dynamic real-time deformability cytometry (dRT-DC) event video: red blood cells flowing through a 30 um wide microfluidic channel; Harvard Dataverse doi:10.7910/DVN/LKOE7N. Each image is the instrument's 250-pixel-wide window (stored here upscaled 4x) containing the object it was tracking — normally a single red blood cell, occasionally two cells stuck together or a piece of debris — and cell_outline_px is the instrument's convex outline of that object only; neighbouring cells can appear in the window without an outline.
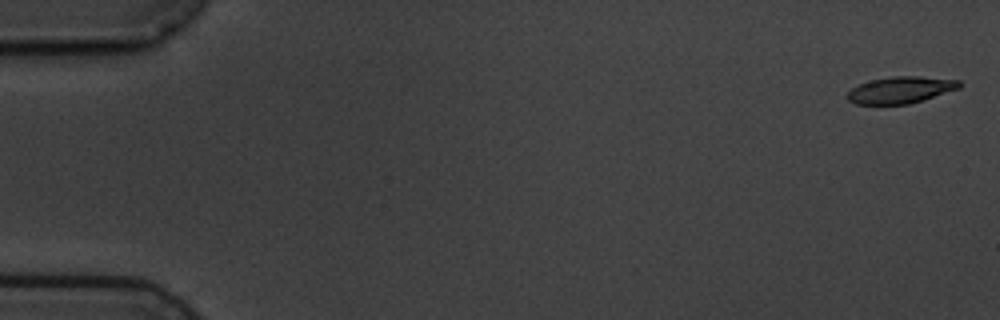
{"species": "common noctule bat (a hibernating species)", "species_latin": "Nyctalus noctula", "temperature_condition": "cold", "stored_images_in_passage": 10, "camera_frame_rate_fps": 3000, "um_per_image_px": 0.085, "animal": {"sex": "male", "body_mass_g": 19.5, "forearm_length_mm": 54.6}, "frame": {"image": 1, "passage_image": 1, "time_ms": 0.0, "image_size_px": [1000, 320], "cell_outline_px": [[960, 88], [924, 100], [908, 104], [856, 104], [848, 100], [844, 96], [856, 84], [872, 80], [892, 76], [920, 76], [960, 80]], "centroid_in_image_um": [76.53, 7.64], "position_along_channel_um": 8.5, "area_um2": 17.57}}
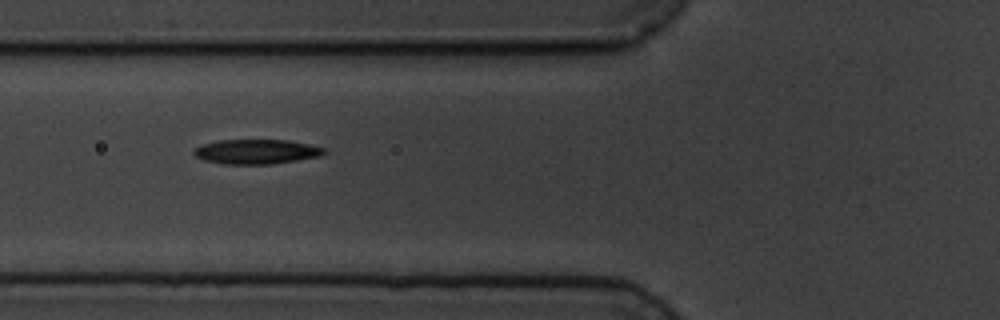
{"frame": {"image": 2, "passage_image": 6, "time_ms": 6.667, "image_size_px": [1000, 320], "cell_outline_px": [[328, 152], [320, 156], [272, 164], [224, 164], [204, 160], [196, 156], [192, 152], [196, 148], [204, 144], [220, 140], [288, 140], [328, 148]], "centroid_in_image_um": [21.85, 12.89], "position_along_channel_um": 104.0, "area_um2": 18.67}}
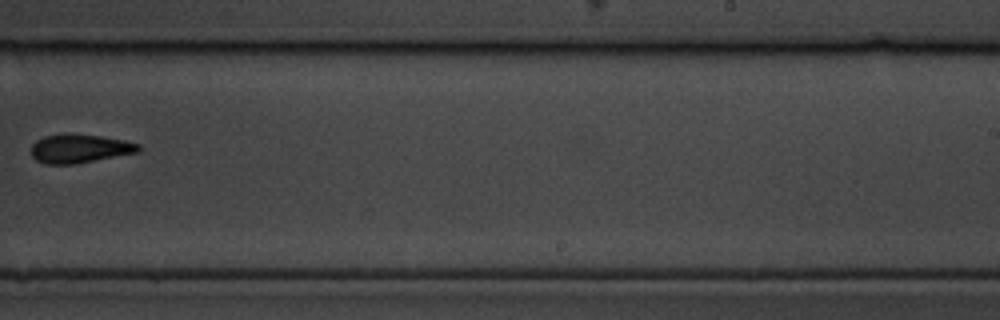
{"frame": {"image": 3, "passage_image": 10, "time_ms": 11.667, "image_size_px": [1000, 320], "cell_outline_px": [[140, 148], [136, 152], [76, 164], [44, 164], [36, 160], [32, 156], [32, 144], [36, 140], [44, 136], [64, 132], [72, 132], [100, 136], [124, 140], [140, 144]], "centroid_in_image_um": [6.71, 12.6], "position_along_channel_um": 282.3, "area_um2": 18.15}}